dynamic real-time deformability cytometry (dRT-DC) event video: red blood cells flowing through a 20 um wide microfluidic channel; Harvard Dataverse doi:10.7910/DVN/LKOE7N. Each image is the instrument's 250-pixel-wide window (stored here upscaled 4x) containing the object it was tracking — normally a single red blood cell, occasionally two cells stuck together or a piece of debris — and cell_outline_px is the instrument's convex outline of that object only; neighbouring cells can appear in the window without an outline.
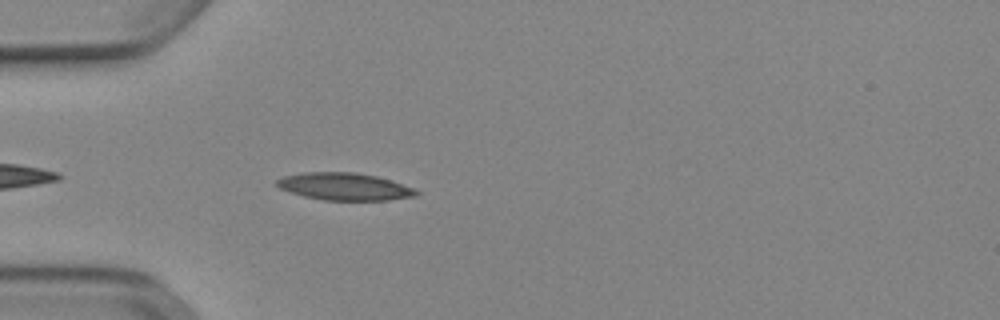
{"species": "Egyptian fruit bat (a non-hibernating species)", "species_latin": "Rousettus aegyptiacus", "temperature_condition": "cold", "stored_images_in_passage": 26, "camera_frame_rate_fps": 3000, "um_per_image_px": 0.085, "animal": {"sex": "female"}, "frame": {"image": 1, "passage_image": 4, "time_ms": 1.0, "image_size_px": [1000, 320], "cell_outline_px": [[420, 192], [416, 196], [388, 200], [324, 200], [304, 196], [280, 188], [276, 184], [276, 180], [284, 176], [304, 172], [356, 172], [376, 176], [392, 180], [412, 188]], "centroid_in_image_um": [29.29, 15.85], "position_along_channel_um": 55.7, "area_um2": 22.08}}
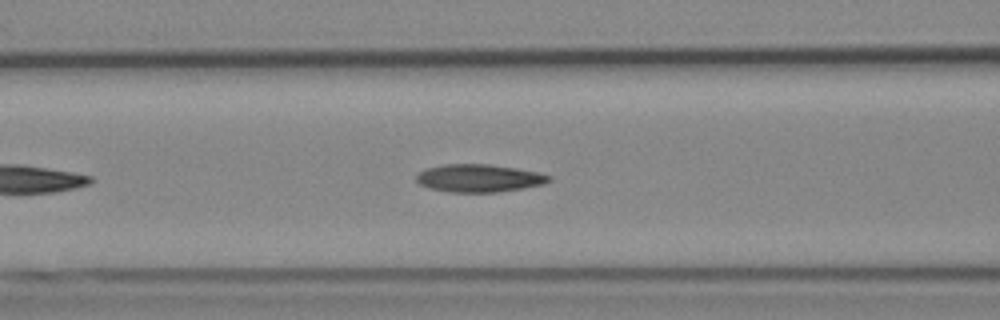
{"frame": {"image": 2, "passage_image": 10, "time_ms": 3.0, "image_size_px": [1000, 320], "cell_outline_px": [[552, 180], [544, 184], [524, 188], [496, 192], [448, 192], [428, 188], [420, 184], [416, 180], [416, 176], [420, 172], [428, 168], [444, 164], [488, 164], [516, 168], [540, 172], [552, 176]], "centroid_in_image_um": [40.75, 15.14], "position_along_channel_um": 125.8, "area_um2": 21.56}}
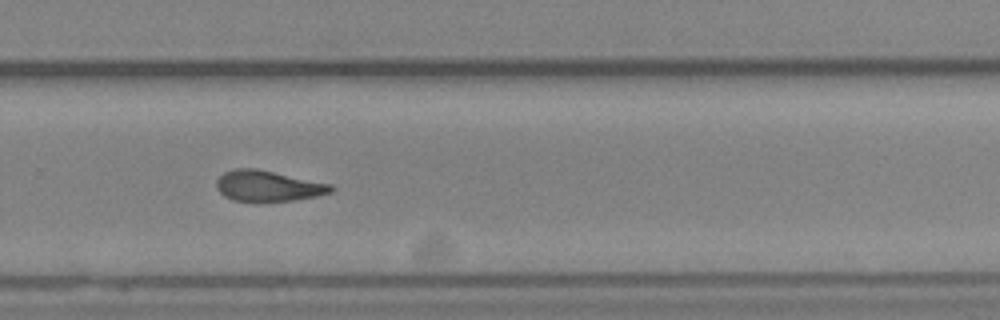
{"frame": {"image": 3, "passage_image": 24, "time_ms": 7.667, "image_size_px": [1000, 320], "cell_outline_px": [[336, 188], [332, 192], [316, 196], [292, 200], [232, 200], [224, 196], [216, 188], [216, 180], [224, 172], [232, 168], [256, 168], [332, 184]], "centroid_in_image_um": [22.78, 15.78], "position_along_channel_um": 307.0, "area_um2": 20.35}}